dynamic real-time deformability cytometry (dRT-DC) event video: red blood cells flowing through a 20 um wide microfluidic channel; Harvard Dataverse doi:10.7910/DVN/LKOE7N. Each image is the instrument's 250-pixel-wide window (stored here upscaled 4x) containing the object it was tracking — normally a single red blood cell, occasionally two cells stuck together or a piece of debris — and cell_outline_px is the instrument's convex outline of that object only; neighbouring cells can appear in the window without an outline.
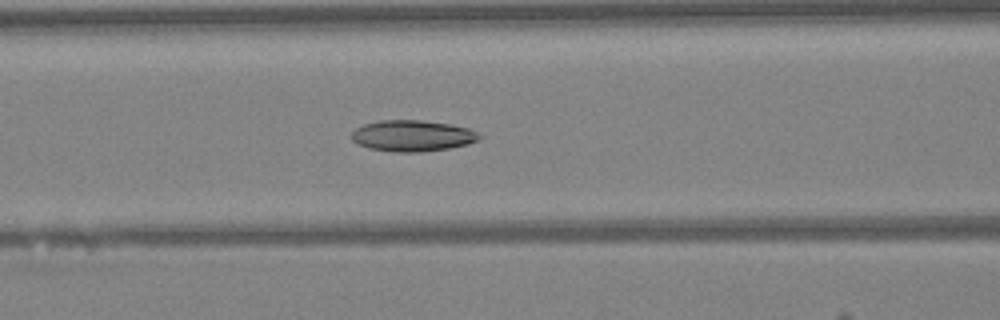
{"species": "Egyptian fruit bat (a non-hibernating species)", "species_latin": "Rousettus aegyptiacus", "temperature_condition": "warm", "stored_images_in_passage": 47, "camera_frame_rate_fps": 3000, "um_per_image_px": 0.085, "animal": {"sex": "female"}, "frame": {"image": 1, "passage_image": 19, "time_ms": 6.0, "image_size_px": [1000, 320], "cell_outline_px": [[484, 136], [468, 144], [448, 148], [420, 152], [392, 152], [368, 148], [356, 144], [352, 140], [352, 132], [356, 128], [364, 124], [380, 120], [420, 120], [448, 124], [468, 128]], "centroid_in_image_um": [35.02, 11.55], "position_along_channel_um": 131.6, "area_um2": 23.18}}
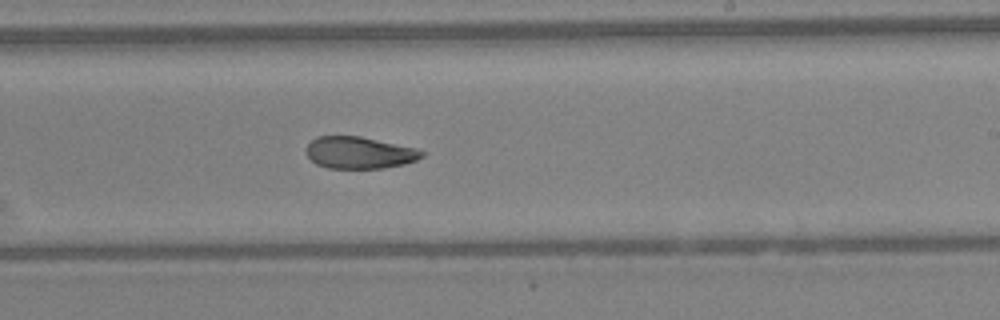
{"frame": {"image": 2, "passage_image": 28, "time_ms": 9.0, "image_size_px": [1000, 320], "cell_outline_px": [[424, 156], [416, 160], [404, 164], [384, 168], [328, 168], [316, 164], [308, 156], [308, 144], [316, 136], [360, 136], [416, 148], [424, 152]], "centroid_in_image_um": [30.56, 12.98], "position_along_channel_um": 258.4, "area_um2": 21.33}}
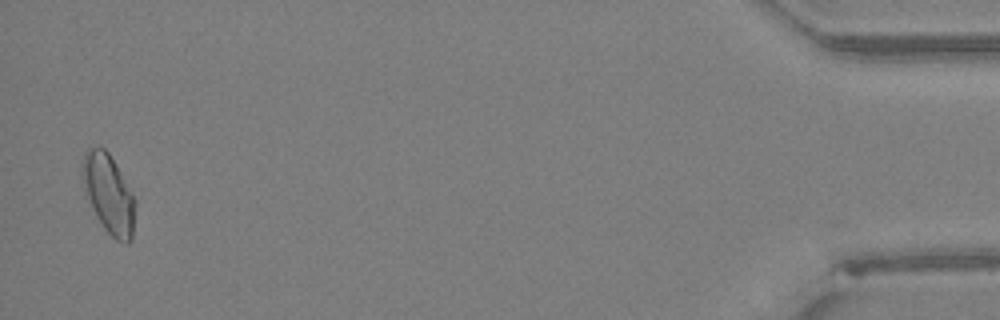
{"frame": {"image": 3, "passage_image": 46, "time_ms": 15.0, "image_size_px": [1000, 320], "cell_outline_px": [[136, 204], [132, 240], [128, 244], [124, 244], [116, 240], [104, 228], [88, 196], [80, 176], [80, 168], [84, 152], [88, 148], [104, 148], [108, 152], [116, 164], [132, 192], [136, 200]], "centroid_in_image_um": [9.26, 16.47], "position_along_channel_um": 425.9, "area_um2": 24.22}, "authors_computed_cell_mechanics": {"area_um2": 22.9466, "velocity_mm_per_s": 4.2581, "shape_relaxation_time_tau1_ms": null, "shape_relaxation_time_tau2_ms": 3.8436, "deformation_change_tau1": null, "deformation_change_tau2": 0.1123}}